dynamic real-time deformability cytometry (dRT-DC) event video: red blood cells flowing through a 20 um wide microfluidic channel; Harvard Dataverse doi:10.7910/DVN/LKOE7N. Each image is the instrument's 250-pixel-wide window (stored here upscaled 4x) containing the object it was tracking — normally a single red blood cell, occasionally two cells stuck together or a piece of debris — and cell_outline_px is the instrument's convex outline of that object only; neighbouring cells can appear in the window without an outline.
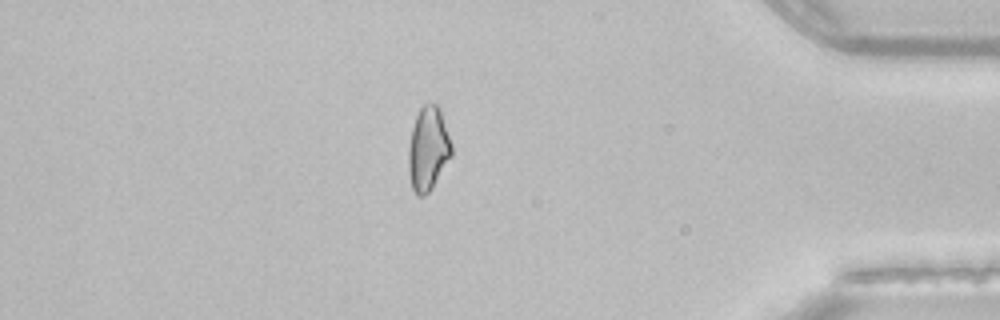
{"species": "common noctule bat (a hibernating species)", "species_latin": "Nyctalus noctula", "temperature_condition": "room temperature", "stored_images_in_passage": 40, "camera_frame_rate_fps": 3000, "um_per_image_px": 0.085, "animal": {"sex": "female", "body_mass_g": 22.7, "forearm_length_mm": 54.2}, "frame": {"image": 1, "passage_image": 34, "time_ms": 11.0, "image_size_px": [1000, 320], "cell_outline_px": [[452, 156], [432, 188], [424, 196], [416, 196], [412, 188], [408, 172], [408, 148], [412, 128], [416, 116], [420, 108], [424, 104], [436, 104], [440, 108], [452, 144]], "centroid_in_image_um": [36.39, 12.67], "position_along_channel_um": 398.8, "area_um2": 21.21}}